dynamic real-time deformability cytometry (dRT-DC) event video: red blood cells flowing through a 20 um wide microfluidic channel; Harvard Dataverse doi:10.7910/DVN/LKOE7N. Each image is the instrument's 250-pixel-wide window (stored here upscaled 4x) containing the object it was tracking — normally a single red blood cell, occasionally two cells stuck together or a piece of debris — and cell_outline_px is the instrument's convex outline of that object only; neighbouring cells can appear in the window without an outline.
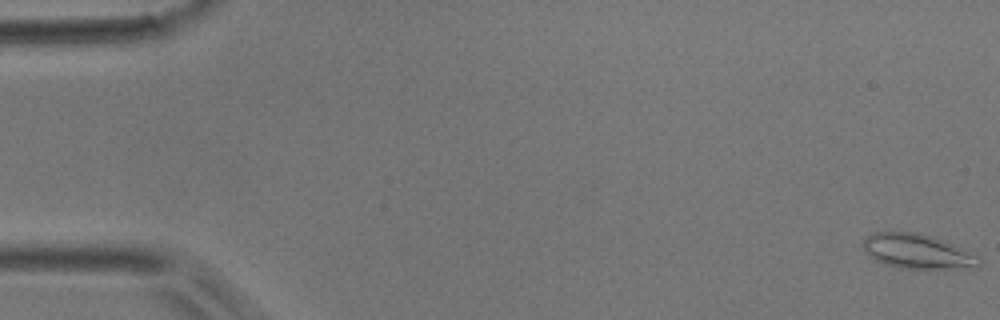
{"species": "common noctule bat (a hibernating species)", "species_latin": "Nyctalus noctula", "temperature_condition": "room temperature", "stored_images_in_passage": 51, "camera_frame_rate_fps": 3000, "um_per_image_px": 0.085, "animal": {"sex": "male", "body_mass_g": 17.9}, "frame": {"image": 1, "passage_image": 1, "time_ms": 0.0, "image_size_px": [1000, 320], "cell_outline_px": [[980, 264], [976, 268], [900, 268], [884, 264], [876, 260], [860, 244], [864, 236], [872, 232], [916, 232], [952, 244], [980, 256]], "centroid_in_image_um": [77.95, 21.36], "position_along_channel_um": 7.1, "area_um2": 23.18}}
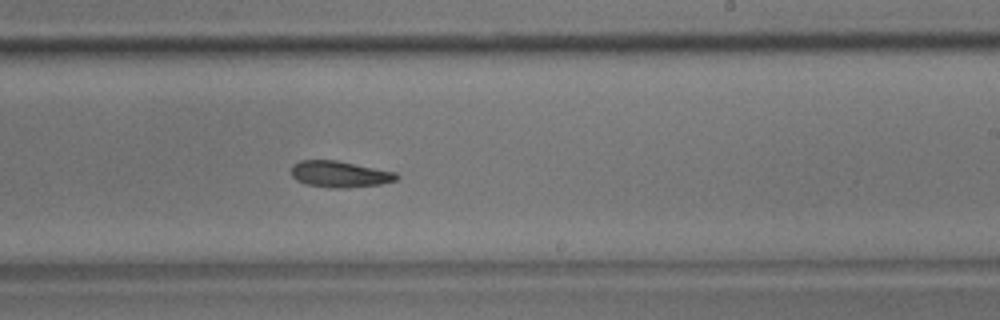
{"frame": {"image": 2, "passage_image": 31, "time_ms": 10.0, "image_size_px": [1000, 320], "cell_outline_px": [[400, 176], [396, 180], [380, 184], [348, 188], [328, 188], [308, 184], [296, 180], [292, 176], [292, 164], [300, 160], [336, 160], [396, 172]], "centroid_in_image_um": [28.88, 14.8], "position_along_channel_um": 260.1, "area_um2": 16.18}}
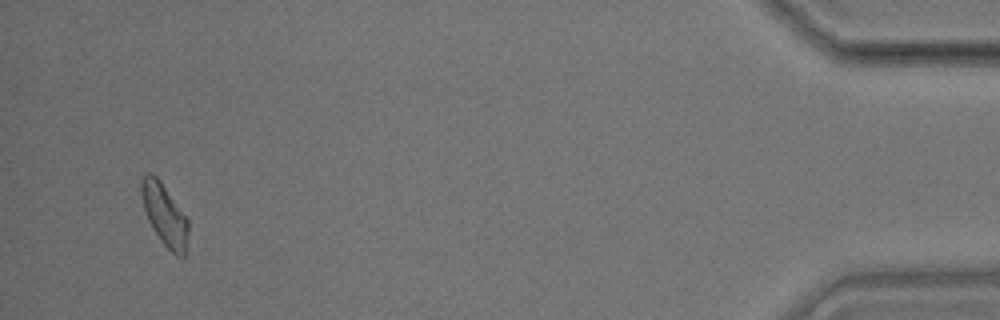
{"frame": {"image": 3, "passage_image": 49, "time_ms": 16.0, "image_size_px": [1000, 320], "cell_outline_px": [[188, 236], [184, 256], [176, 256], [160, 240], [152, 228], [148, 220], [144, 208], [140, 192], [140, 180], [148, 172], [152, 172], [160, 180], [188, 220]], "centroid_in_image_um": [13.96, 18.23], "position_along_channel_um": 421.2, "area_um2": 16.76}, "authors_computed_cell_mechanics": {"area_um2": 16.6464, "velocity_mm_per_s": 3.9668, "shape_relaxation_time_tau1_ms": null, "shape_relaxation_time_tau2_ms": 5.4989, "deformation_change_tau1": null, "deformation_change_tau2": 0.1331}}